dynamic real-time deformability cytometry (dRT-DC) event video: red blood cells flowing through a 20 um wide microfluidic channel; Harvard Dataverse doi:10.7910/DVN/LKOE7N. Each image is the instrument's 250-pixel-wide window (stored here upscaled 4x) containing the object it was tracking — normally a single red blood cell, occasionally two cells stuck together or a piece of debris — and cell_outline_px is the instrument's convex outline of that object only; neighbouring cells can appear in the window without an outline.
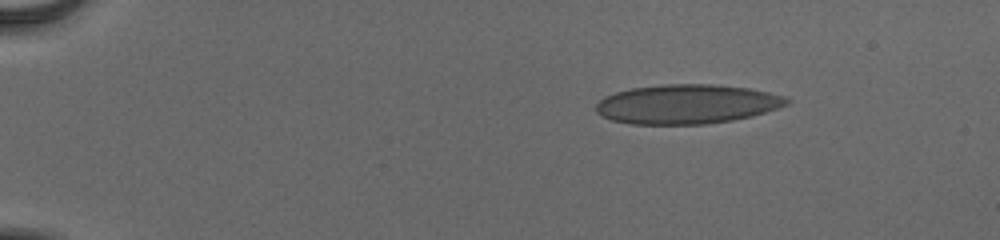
{"species": "human", "species_latin": "Homo sapiens", "temperature_condition": "cold", "stored_images_in_passage": 47, "camera_frame_rate_fps": 3000, "um_per_image_px": 0.085, "donor": {"sex": "male"}, "frame": {"image": 1, "passage_image": 1, "time_ms": 0.0, "image_size_px": [1000, 240], "cell_outline_px": [[792, 100], [788, 104], [752, 116], [732, 120], [704, 124], [628, 124], [612, 120], [600, 116], [596, 112], [596, 104], [604, 96], [616, 92], [632, 88], [664, 84], [712, 84], [748, 88], [768, 92], [784, 96]], "centroid_in_image_um": [58.36, 8.85], "position_along_channel_um": 26.6, "area_um2": 43.75}}
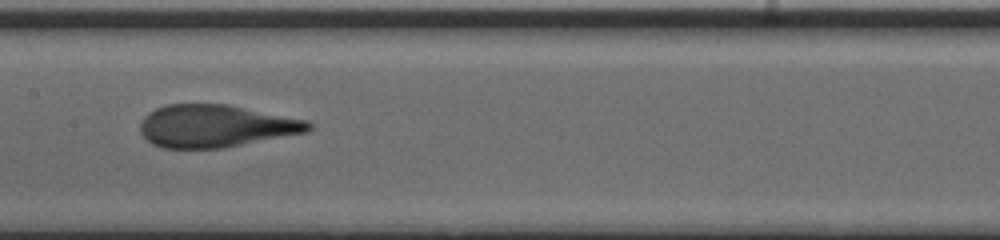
{"frame": {"image": 2, "passage_image": 22, "time_ms": 7.0, "image_size_px": [1000, 240], "cell_outline_px": [[312, 128], [308, 132], [224, 148], [160, 148], [152, 144], [140, 132], [140, 124], [144, 116], [148, 112], [164, 104], [228, 104], [308, 120], [312, 124]], "centroid_in_image_um": [18.34, 10.71], "position_along_channel_um": 189.1, "area_um2": 41.96}}
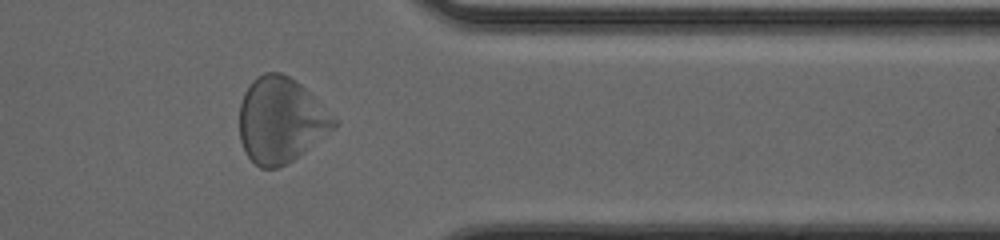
{"frame": {"image": 3, "passage_image": 38, "time_ms": 12.333, "image_size_px": [1000, 240], "cell_outline_px": [[340, 124], [292, 160], [276, 168], [260, 168], [248, 156], [240, 140], [240, 104], [244, 92], [252, 80], [256, 76], [264, 72], [280, 72], [296, 80]], "centroid_in_image_um": [23.83, 10.2], "position_along_channel_um": 387.6, "area_um2": 46.36}, "authors_computed_cell_mechanics": {"area_um2": 43.4656, "velocity_mm_per_s": 3.8382, "shape_relaxation_time_tau1_ms": 4.0609, "shape_relaxation_time_tau2_ms": null, "deformation_change_tau1": 0.1778, "deformation_change_tau2": null}}